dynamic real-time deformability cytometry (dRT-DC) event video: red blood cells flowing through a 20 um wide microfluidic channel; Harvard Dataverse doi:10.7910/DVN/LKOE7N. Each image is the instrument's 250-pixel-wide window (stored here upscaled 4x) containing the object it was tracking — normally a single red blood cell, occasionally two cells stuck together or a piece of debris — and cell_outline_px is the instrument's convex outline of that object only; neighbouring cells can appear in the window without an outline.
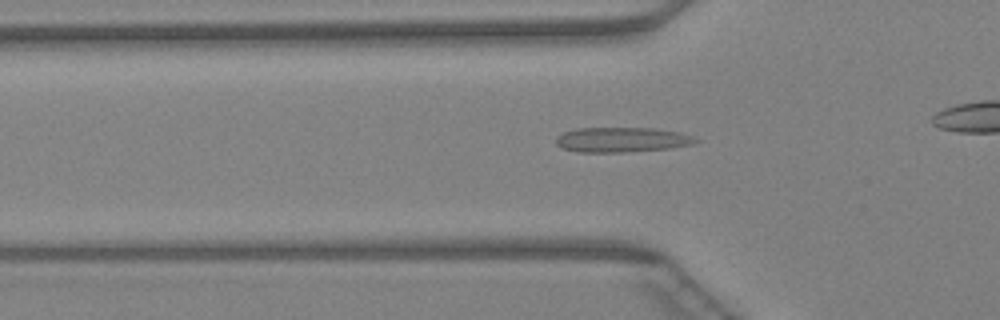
{"species": "Egyptian fruit bat (a non-hibernating species)", "species_latin": "Rousettus aegyptiacus", "temperature_condition": "warm", "stored_images_in_passage": 35, "camera_frame_rate_fps": 3000, "um_per_image_px": 0.085, "animal": {"sex": "female"}, "frame": {"image": 1, "passage_image": 5, "time_ms": 1.333, "image_size_px": [1000, 320], "cell_outline_px": [[700, 140], [692, 144], [668, 148], [624, 152], [576, 152], [564, 148], [556, 144], [556, 136], [564, 132], [576, 128], [656, 128], [680, 132], [692, 136]], "centroid_in_image_um": [52.84, 11.87], "position_along_channel_um": 73.0, "area_um2": 20.23}}
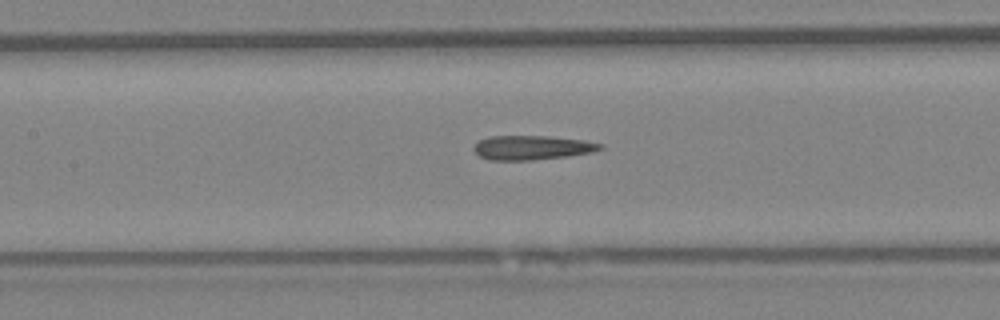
{"frame": {"image": 2, "passage_image": 11, "time_ms": 3.333, "image_size_px": [1000, 320], "cell_outline_px": [[604, 148], [592, 152], [568, 156], [532, 160], [488, 160], [480, 156], [472, 148], [480, 140], [488, 136], [548, 136], [584, 140], [604, 144]], "centroid_in_image_um": [45.24, 12.54], "position_along_channel_um": 162.2, "area_um2": 17.92}}
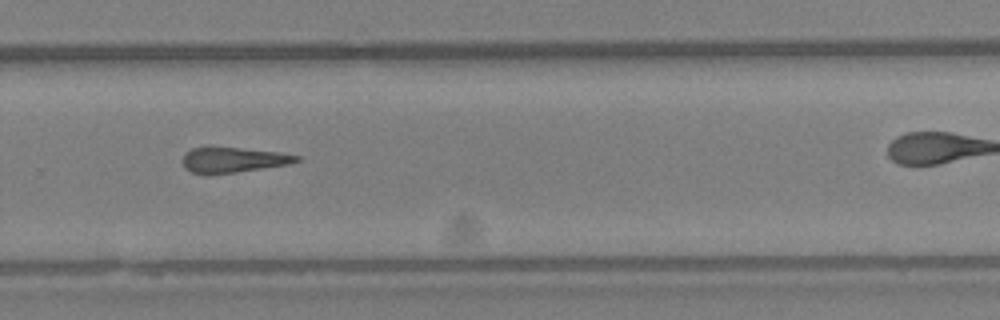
{"frame": {"image": 3, "passage_image": 21, "time_ms": 6.667, "image_size_px": [1000, 320], "cell_outline_px": [[300, 160], [288, 164], [236, 172], [192, 172], [184, 168], [180, 160], [184, 152], [192, 148], [208, 144], [280, 152], [300, 156]], "centroid_in_image_um": [19.74, 13.52], "position_along_channel_um": 310.1, "area_um2": 17.11}}